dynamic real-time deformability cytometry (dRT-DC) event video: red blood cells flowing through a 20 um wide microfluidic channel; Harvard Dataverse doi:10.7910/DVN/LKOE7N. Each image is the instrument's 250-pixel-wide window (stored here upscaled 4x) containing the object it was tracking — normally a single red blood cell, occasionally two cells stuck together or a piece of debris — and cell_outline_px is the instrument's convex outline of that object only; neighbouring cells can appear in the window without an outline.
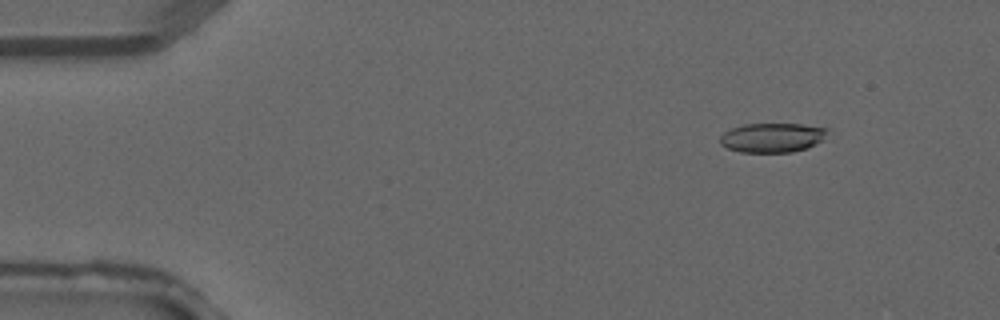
{"species": "common noctule bat (a hibernating species)", "species_latin": "Nyctalus noctula", "temperature_condition": "warm", "stored_images_in_passage": 3, "camera_frame_rate_fps": 3000, "um_per_image_px": 0.085, "animal": {"sex": "male", "forearm_length_mm": 52.5}, "frame": {"image": 1, "passage_image": 2, "time_ms": 0.333, "image_size_px": [1000, 320], "cell_outline_px": [[828, 128], [824, 140], [808, 148], [792, 152], [740, 152], [728, 148], [720, 144], [720, 136], [724, 132], [732, 128], [744, 124], [800, 124]], "centroid_in_image_um": [65.65, 11.7], "position_along_channel_um": 19.3, "area_um2": 18.44}}